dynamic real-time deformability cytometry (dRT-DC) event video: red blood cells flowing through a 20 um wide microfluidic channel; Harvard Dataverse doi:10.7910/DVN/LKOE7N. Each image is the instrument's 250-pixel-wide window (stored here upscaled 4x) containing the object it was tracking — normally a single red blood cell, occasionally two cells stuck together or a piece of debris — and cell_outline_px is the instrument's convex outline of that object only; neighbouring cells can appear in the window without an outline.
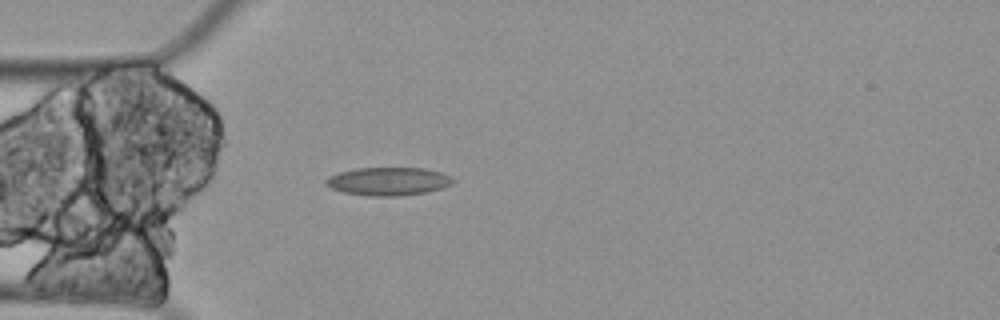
{"species": "Egyptian fruit bat (a non-hibernating species)", "species_latin": "Rousettus aegyptiacus", "temperature_condition": "cold", "stored_images_in_passage": 4, "camera_frame_rate_fps": 3000, "um_per_image_px": 0.085, "animal": {"sex": "female"}, "frame": {"image": 1, "passage_image": 4, "time_ms": 1.0, "image_size_px": [1000, 320], "cell_outline_px": [[456, 180], [452, 184], [428, 192], [400, 196], [368, 196], [344, 192], [332, 188], [324, 184], [324, 180], [328, 176], [340, 172], [356, 168], [424, 168], [440, 172], [452, 176]], "centroid_in_image_um": [33.02, 15.41], "position_along_channel_um": 52.0, "area_um2": 20.98}}